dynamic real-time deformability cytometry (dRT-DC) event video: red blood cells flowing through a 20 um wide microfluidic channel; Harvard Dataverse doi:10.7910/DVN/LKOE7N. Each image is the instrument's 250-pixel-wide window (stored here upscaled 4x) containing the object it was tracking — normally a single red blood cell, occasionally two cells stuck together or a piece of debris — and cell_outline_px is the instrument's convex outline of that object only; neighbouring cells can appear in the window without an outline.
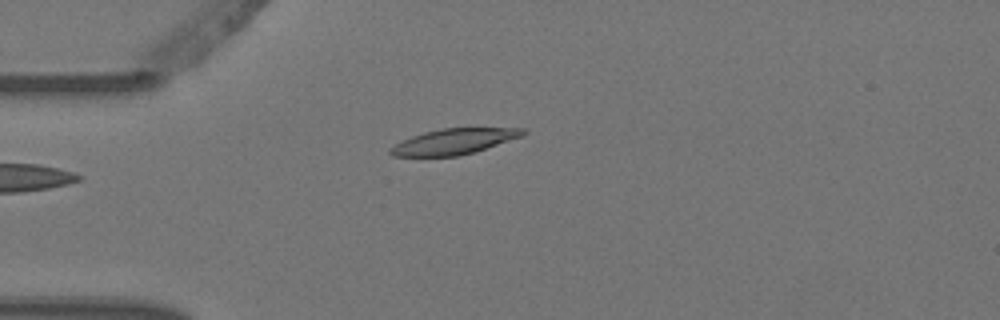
{"species": "Egyptian fruit bat (a non-hibernating species)", "species_latin": "Rousettus aegyptiacus", "temperature_condition": "warm", "stored_images_in_passage": 1, "camera_frame_rate_fps": 3000, "um_per_image_px": 0.085, "animal": {"sex": "female"}, "frame": {"image": 1, "passage_image": 1, "time_ms": 0.0, "image_size_px": [1000, 320], "cell_outline_px": [[528, 132], [524, 136], [476, 152], [460, 156], [392, 156], [388, 152], [388, 148], [412, 136], [424, 132], [444, 128], [524, 128]], "centroid_in_image_um": [38.64, 12.03], "position_along_channel_um": 46.4, "area_um2": 19.94}}